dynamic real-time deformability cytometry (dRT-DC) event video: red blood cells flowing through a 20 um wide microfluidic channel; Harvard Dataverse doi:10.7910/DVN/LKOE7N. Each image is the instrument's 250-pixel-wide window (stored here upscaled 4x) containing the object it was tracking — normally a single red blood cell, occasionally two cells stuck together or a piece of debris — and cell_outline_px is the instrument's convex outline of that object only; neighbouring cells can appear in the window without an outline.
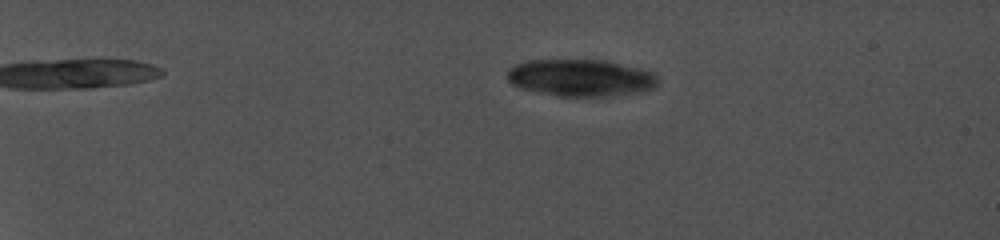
{"species": "common noctule bat (a hibernating species)", "species_latin": "Nyctalus noctula", "temperature_condition": "cold", "stored_images_in_passage": 48, "camera_frame_rate_fps": 5000, "um_per_image_px": 0.085, "animal": {"sex": "female", "body_mass_g": 19.0, "forearm_length_mm": 56.7}, "frame": {"image": 1, "passage_image": 35, "time_ms": 5.6, "image_size_px": [1000, 240], "cell_outline_px": [[660, 84], [656, 88], [644, 92], [608, 96], [560, 96], [520, 88], [512, 84], [508, 80], [508, 68], [516, 64], [528, 60], [604, 60], [652, 72], [660, 80]], "centroid_in_image_um": [49.4, 6.62], "position_along_channel_um": 35.6, "area_um2": 32.54}}